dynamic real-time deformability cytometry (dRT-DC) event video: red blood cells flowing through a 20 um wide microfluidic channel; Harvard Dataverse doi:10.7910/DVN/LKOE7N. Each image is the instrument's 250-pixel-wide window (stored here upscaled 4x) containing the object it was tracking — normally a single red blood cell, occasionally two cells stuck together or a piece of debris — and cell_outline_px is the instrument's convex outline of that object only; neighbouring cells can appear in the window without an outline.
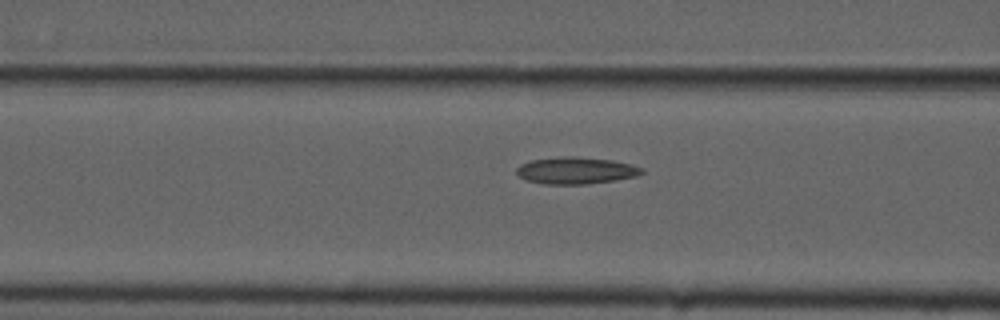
{"species": "common noctule bat (a hibernating species)", "species_latin": "Nyctalus noctula", "temperature_condition": "cold", "stored_images_in_passage": 9, "camera_frame_rate_fps": 3000, "um_per_image_px": 0.085, "animal": {"sex": "male", "forearm_length_mm": 52.5}, "frame": {"image": 1, "passage_image": 7, "time_ms": 2.0, "image_size_px": [1000, 320], "cell_outline_px": [[644, 172], [636, 176], [616, 180], [588, 184], [544, 184], [524, 180], [516, 172], [516, 168], [520, 164], [532, 160], [568, 156], [572, 156], [612, 160], [632, 164], [644, 168]], "centroid_in_image_um": [48.96, 14.5], "position_along_channel_um": 117.6, "area_um2": 19.65}}